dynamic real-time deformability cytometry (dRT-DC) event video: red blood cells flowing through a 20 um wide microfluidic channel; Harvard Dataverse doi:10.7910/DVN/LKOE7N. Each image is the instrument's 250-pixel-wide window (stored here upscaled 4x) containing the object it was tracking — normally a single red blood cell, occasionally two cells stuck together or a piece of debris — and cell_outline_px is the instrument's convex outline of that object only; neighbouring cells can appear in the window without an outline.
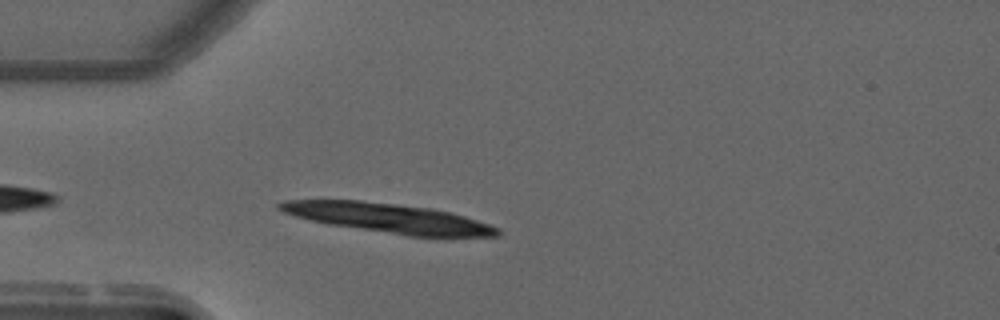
{"species": "common noctule bat (a hibernating species)", "species_latin": "Nyctalus noctula", "temperature_condition": "warm", "stored_images_in_passage": 12, "camera_frame_rate_fps": 3000, "um_per_image_px": 0.085, "animal": {"sex": "male", "forearm_length_mm": 52.5}, "frame": {"image": 1, "passage_image": 4, "time_ms": 1.0, "image_size_px": [1000, 320], "cell_outline_px": [[500, 236], [408, 236], [328, 224], [296, 216], [284, 212], [276, 208], [276, 204], [284, 200], [360, 200], [432, 208], [464, 216], [500, 228]], "centroid_in_image_um": [32.99, 18.53], "position_along_channel_um": 52.0, "area_um2": 36.99}}
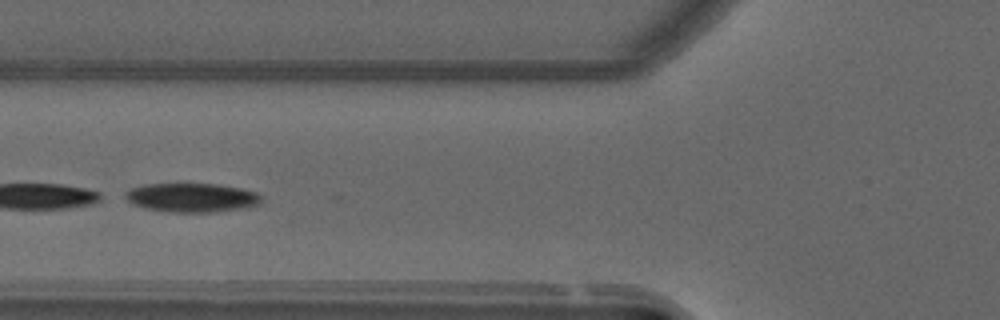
{"frame": {"image": 2, "passage_image": 10, "time_ms": 3.0, "image_size_px": [1000, 320], "cell_outline_px": [[264, 200], [260, 204], [248, 208], [216, 212], [172, 212], [148, 208], [132, 204], [124, 196], [124, 192], [132, 188], [144, 184], [216, 184], [240, 188], [256, 192], [264, 196]], "centroid_in_image_um": [16.38, 16.8], "position_along_channel_um": 109.4, "area_um2": 23.18}}